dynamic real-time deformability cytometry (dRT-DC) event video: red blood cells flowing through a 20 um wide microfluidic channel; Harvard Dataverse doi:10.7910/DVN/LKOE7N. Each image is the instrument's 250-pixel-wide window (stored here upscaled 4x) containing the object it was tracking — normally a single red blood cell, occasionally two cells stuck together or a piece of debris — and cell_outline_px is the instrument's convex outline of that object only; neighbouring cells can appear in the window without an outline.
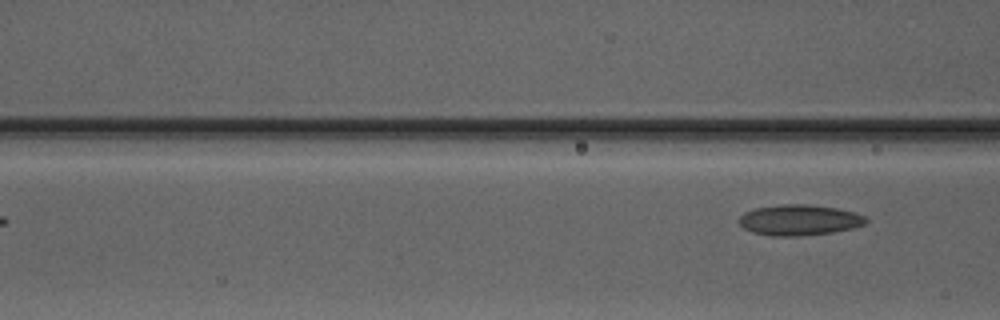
{"species": "Egyptian fruit bat (a non-hibernating species)", "species_latin": "Rousettus aegyptiacus", "temperature_condition": "warm", "stored_images_in_passage": 6, "camera_frame_rate_fps": 3000, "um_per_image_px": 0.085, "animal": {"sex": "male"}, "frame": {"image": 1, "passage_image": 6, "time_ms": 6.0, "image_size_px": [1000, 320], "cell_outline_px": [[868, 220], [864, 224], [852, 228], [832, 232], [800, 236], [772, 236], [752, 232], [744, 228], [736, 220], [744, 212], [756, 208], [784, 204], [812, 204], [836, 208], [856, 212], [864, 216]], "centroid_in_image_um": [67.92, 18.7], "position_along_channel_um": 98.7, "area_um2": 22.77}}